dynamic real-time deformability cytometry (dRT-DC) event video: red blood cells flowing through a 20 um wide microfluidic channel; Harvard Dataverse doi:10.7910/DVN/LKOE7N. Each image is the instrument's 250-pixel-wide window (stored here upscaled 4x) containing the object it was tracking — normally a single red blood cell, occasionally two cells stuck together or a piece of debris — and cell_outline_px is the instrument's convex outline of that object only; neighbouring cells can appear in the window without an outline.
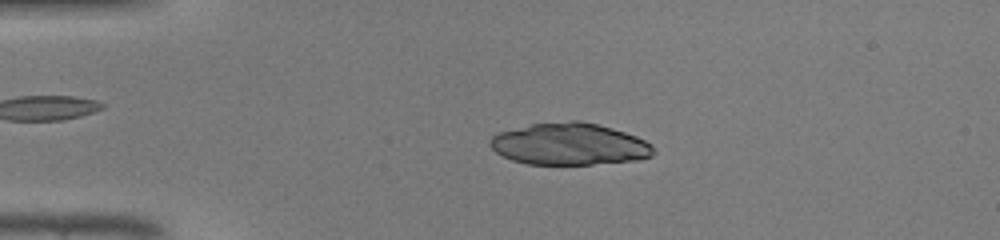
{"species": "common noctule bat (a hibernating species)", "species_latin": "Nyctalus noctula", "temperature_condition": "warm", "stored_images_in_passage": 46, "camera_frame_rate_fps": 3000, "um_per_image_px": 0.085, "animal": {"sex": "male", "body_mass_g": 19.0, "forearm_length_mm": 50.8}, "frame": {"image": 1, "passage_image": 10, "time_ms": 3.0, "image_size_px": [1000, 240], "cell_outline_px": [[656, 152], [652, 156], [640, 160], [592, 164], [528, 164], [512, 160], [496, 152], [488, 144], [488, 140], [492, 136], [500, 132], [532, 124], [572, 120], [580, 120], [612, 128], [636, 136], [652, 144]], "centroid_in_image_um": [48.43, 12.25], "position_along_channel_um": 36.6, "area_um2": 39.94}}